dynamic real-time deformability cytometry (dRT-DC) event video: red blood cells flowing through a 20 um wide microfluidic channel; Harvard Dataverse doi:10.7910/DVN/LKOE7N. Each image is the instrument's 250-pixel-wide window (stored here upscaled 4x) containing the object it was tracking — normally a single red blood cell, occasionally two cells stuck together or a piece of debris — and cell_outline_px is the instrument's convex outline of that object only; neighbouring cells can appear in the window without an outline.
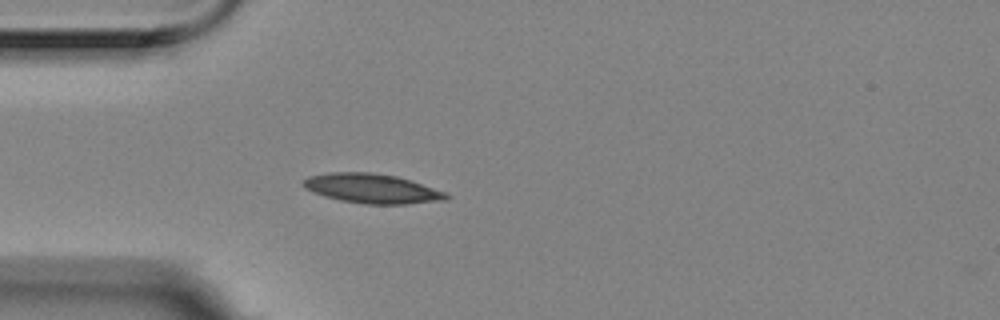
{"species": "Egyptian fruit bat (a non-hibernating species)", "species_latin": "Rousettus aegyptiacus", "temperature_condition": "room temperature", "stored_images_in_passage": 5, "camera_frame_rate_fps": 3000, "um_per_image_px": 0.085, "animal": {"sex": "female"}, "frame": {"image": 1, "passage_image": 5, "time_ms": 1.333, "image_size_px": [1000, 320], "cell_outline_px": [[452, 196], [448, 200], [404, 204], [364, 204], [340, 200], [324, 196], [308, 188], [304, 184], [304, 180], [308, 176], [328, 172], [372, 172], [396, 176], [412, 180], [448, 192]], "centroid_in_image_um": [31.73, 16.02], "position_along_channel_um": 53.3, "area_um2": 24.68}}